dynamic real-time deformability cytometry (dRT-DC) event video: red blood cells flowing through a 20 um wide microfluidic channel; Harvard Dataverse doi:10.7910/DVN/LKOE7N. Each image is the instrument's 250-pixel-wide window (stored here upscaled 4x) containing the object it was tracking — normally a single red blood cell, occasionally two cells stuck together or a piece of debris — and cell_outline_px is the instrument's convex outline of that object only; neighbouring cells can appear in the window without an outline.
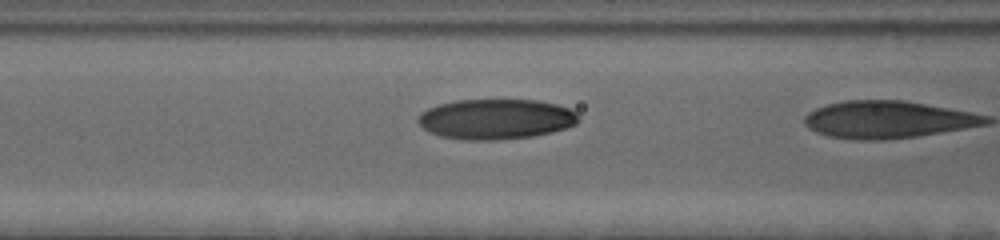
{"species": "human", "species_latin": "Homo sapiens", "temperature_condition": "cold", "stored_images_in_passage": 20, "camera_frame_rate_fps": 3000, "um_per_image_px": 0.085, "donor": {"sex": "female"}, "frame": {"image": 1, "passage_image": 19, "time_ms": 6.0, "image_size_px": [1000, 240], "cell_outline_px": [[580, 120], [576, 124], [564, 128], [532, 136], [496, 140], [464, 140], [440, 136], [428, 132], [416, 120], [416, 116], [420, 112], [428, 108], [440, 104], [456, 100], [536, 100], [556, 104], [572, 108], [580, 116]], "centroid_in_image_um": [42.13, 10.12], "position_along_channel_um": 124.5, "area_um2": 37.8}}